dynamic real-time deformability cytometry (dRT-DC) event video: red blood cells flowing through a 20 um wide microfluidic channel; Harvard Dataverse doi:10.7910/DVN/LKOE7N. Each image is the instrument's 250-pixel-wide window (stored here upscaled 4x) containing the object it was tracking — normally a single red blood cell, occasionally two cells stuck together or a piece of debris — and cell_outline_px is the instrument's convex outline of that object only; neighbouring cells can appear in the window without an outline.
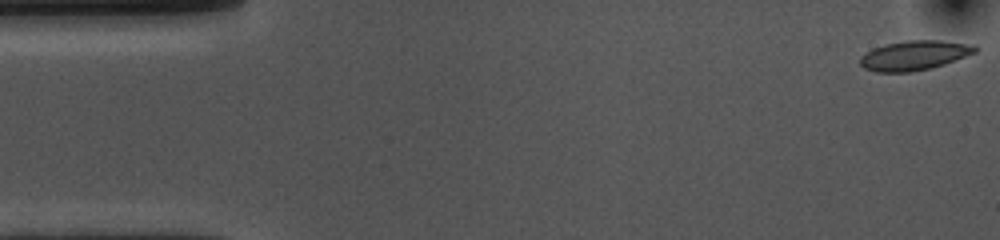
{"species": "common noctule bat (a hibernating species)", "species_latin": "Nyctalus noctula", "temperature_condition": "cold", "stored_images_in_passage": 54, "camera_frame_rate_fps": 3000, "um_per_image_px": 0.085, "animal": {"sex": "female", "body_mass_g": 10.0, "forearm_length_mm": 53.1}, "frame": {"image": 1, "passage_image": 1, "time_ms": 0.0, "image_size_px": [1000, 240], "cell_outline_px": [[980, 48], [976, 52], [956, 60], [932, 68], [912, 72], [876, 72], [864, 68], [860, 64], [860, 56], [872, 48], [884, 44], [908, 40], [940, 40], [976, 44]], "centroid_in_image_um": [77.75, 4.7], "position_along_channel_um": 7.3, "area_um2": 20.17}}
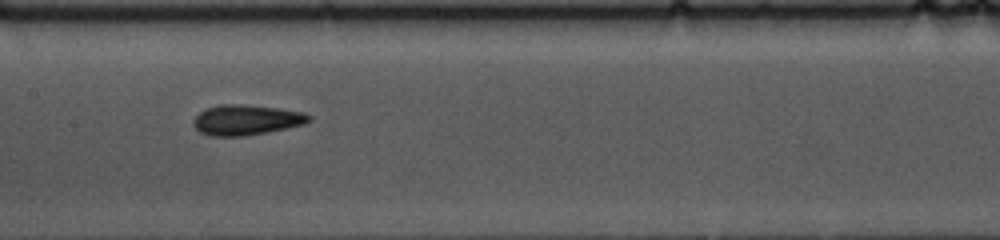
{"frame": {"image": 2, "passage_image": 25, "time_ms": 8.0, "image_size_px": [1000, 240], "cell_outline_px": [[312, 120], [304, 124], [268, 132], [244, 136], [212, 136], [200, 132], [192, 124], [192, 120], [200, 112], [208, 108], [220, 104], [240, 104], [276, 108], [304, 112], [312, 116]], "centroid_in_image_um": [20.94, 10.2], "position_along_channel_um": 186.5, "area_um2": 20.35}}
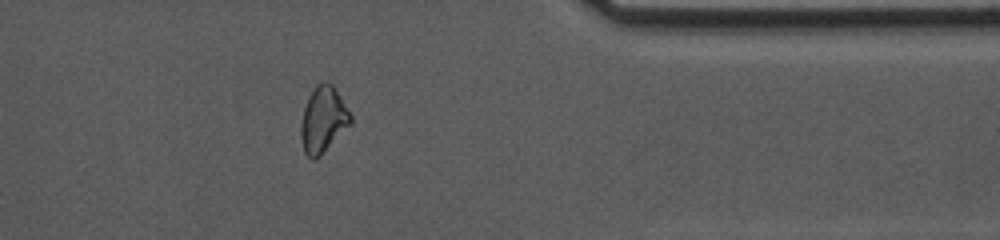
{"frame": {"image": 3, "passage_image": 43, "time_ms": 14.0, "image_size_px": [1000, 240], "cell_outline_px": [[352, 124], [320, 156], [312, 160], [304, 152], [300, 136], [300, 124], [304, 108], [308, 96], [316, 84], [324, 80], [332, 84], [352, 116]], "centroid_in_image_um": [27.46, 10.17], "position_along_channel_um": 383.9, "area_um2": 19.25}, "authors_computed_cell_mechanics": {"area_um2": 19.5653, "velocity_mm_per_s": 3.6278, "shape_relaxation_time_tau1_ms": 7.3869, "shape_relaxation_time_tau2_ms": 2.6776, "deformation_change_tau1": 0.153, "deformation_change_tau2": 0.0761}}